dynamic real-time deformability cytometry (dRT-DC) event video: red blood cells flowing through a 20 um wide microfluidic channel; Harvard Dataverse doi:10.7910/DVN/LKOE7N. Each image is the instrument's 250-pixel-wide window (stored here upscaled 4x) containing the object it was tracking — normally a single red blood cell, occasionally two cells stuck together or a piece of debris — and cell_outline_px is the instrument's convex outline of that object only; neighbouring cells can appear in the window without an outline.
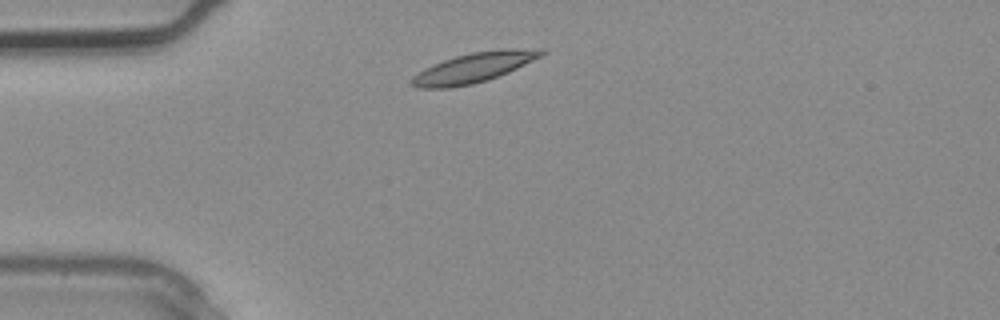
{"species": "common noctule bat (a hibernating species)", "species_latin": "Nyctalus noctula", "temperature_condition": "warm", "stored_images_in_passage": 2, "camera_frame_rate_fps": 3000, "um_per_image_px": 0.085, "animal": {"sex": "male", "body_mass_g": 20.4}, "frame": {"image": 1, "passage_image": 2, "time_ms": 0.333, "image_size_px": [1000, 320], "cell_outline_px": [[548, 52], [508, 72], [472, 84], [448, 88], [420, 88], [412, 84], [408, 80], [412, 76], [424, 68], [444, 60], [456, 56], [472, 52], [500, 48], [544, 48]], "centroid_in_image_um": [40.27, 5.72], "position_along_channel_um": 44.7, "area_um2": 22.43}}